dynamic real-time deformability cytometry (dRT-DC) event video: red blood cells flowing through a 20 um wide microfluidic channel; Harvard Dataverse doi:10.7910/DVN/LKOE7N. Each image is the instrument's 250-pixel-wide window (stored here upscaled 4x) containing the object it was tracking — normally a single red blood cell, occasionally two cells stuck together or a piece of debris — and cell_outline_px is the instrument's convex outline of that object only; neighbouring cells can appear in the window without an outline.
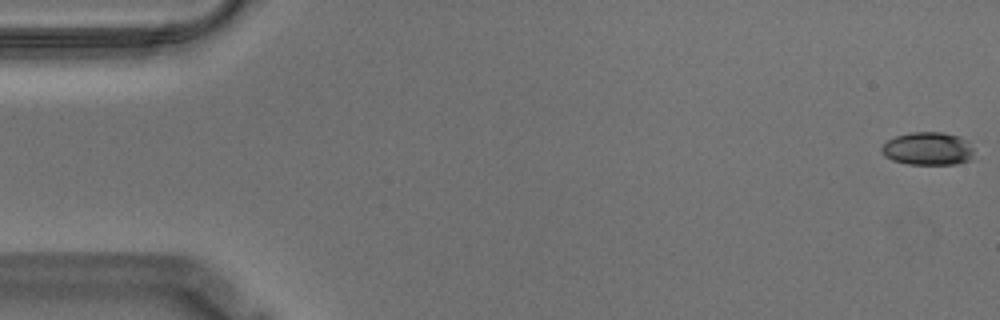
{"species": "Egyptian fruit bat (a non-hibernating species)", "species_latin": "Rousettus aegyptiacus", "temperature_condition": "warm", "stored_images_in_passage": 57, "camera_frame_rate_fps": 3000, "um_per_image_px": 0.085, "animal": {"sex": "male"}, "frame": {"image": 1, "passage_image": 1, "time_ms": 0.0, "image_size_px": [1000, 320], "cell_outline_px": [[972, 152], [968, 160], [956, 164], [908, 164], [892, 160], [884, 156], [880, 152], [880, 148], [888, 140], [896, 136], [912, 132], [944, 132], [960, 136], [972, 148]], "centroid_in_image_um": [78.81, 12.63], "position_along_channel_um": 6.2, "area_um2": 17.63}}
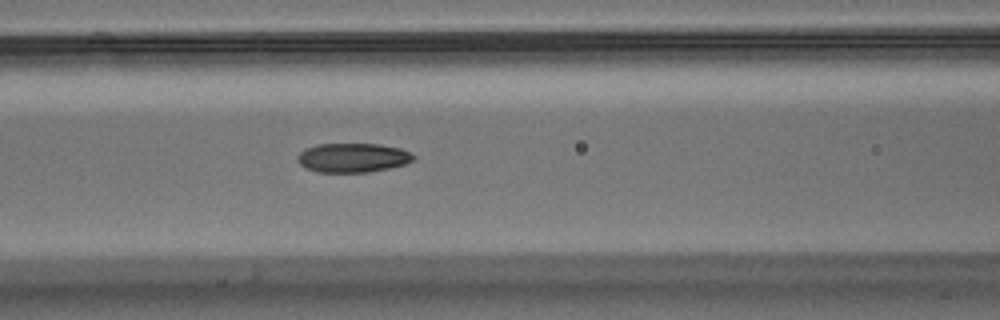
{"frame": {"image": 2, "passage_image": 24, "time_ms": 7.667, "image_size_px": [1000, 320], "cell_outline_px": [[416, 156], [412, 160], [404, 164], [388, 168], [368, 172], [316, 172], [300, 164], [296, 160], [296, 156], [304, 148], [316, 144], [380, 144], [400, 148]], "centroid_in_image_um": [29.94, 13.4], "position_along_channel_um": 136.7, "area_um2": 19.71}}
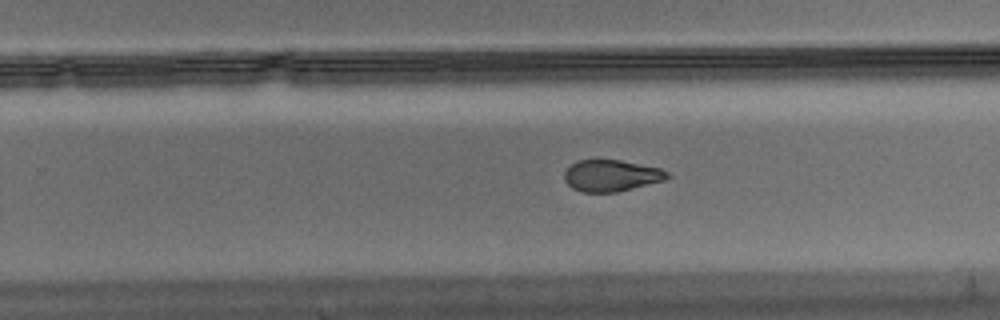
{"frame": {"image": 3, "passage_image": 36, "time_ms": 11.667, "image_size_px": [1000, 320], "cell_outline_px": [[672, 176], [664, 180], [616, 192], [580, 192], [572, 188], [564, 180], [564, 172], [576, 160], [620, 160], [660, 168], [668, 172]], "centroid_in_image_um": [51.95, 14.93], "position_along_channel_um": 277.9, "area_um2": 18.84}, "authors_computed_cell_mechanics": {"area_um2": 20.0566, "velocity_mm_per_s": 3.546, "shape_relaxation_time_tau1_ms": 11.1056, "shape_relaxation_time_tau2_ms": 3.0895, "deformation_change_tau1": 0.2371, "deformation_change_tau2": 0.0845}}